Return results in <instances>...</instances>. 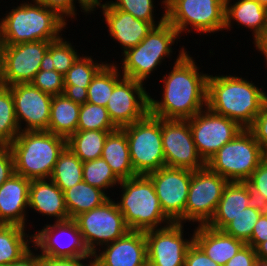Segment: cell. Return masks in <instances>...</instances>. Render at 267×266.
<instances>
[{
	"mask_svg": "<svg viewBox=\"0 0 267 266\" xmlns=\"http://www.w3.org/2000/svg\"><path fill=\"white\" fill-rule=\"evenodd\" d=\"M248 130L253 134L255 140L262 146L264 153L267 156V98L263 102L260 112Z\"/></svg>",
	"mask_w": 267,
	"mask_h": 266,
	"instance_id": "cell-43",
	"label": "cell"
},
{
	"mask_svg": "<svg viewBox=\"0 0 267 266\" xmlns=\"http://www.w3.org/2000/svg\"><path fill=\"white\" fill-rule=\"evenodd\" d=\"M256 261L255 249L245 244L224 266H253Z\"/></svg>",
	"mask_w": 267,
	"mask_h": 266,
	"instance_id": "cell-47",
	"label": "cell"
},
{
	"mask_svg": "<svg viewBox=\"0 0 267 266\" xmlns=\"http://www.w3.org/2000/svg\"><path fill=\"white\" fill-rule=\"evenodd\" d=\"M226 0H168L166 21L181 34L216 33L224 30ZM190 26V28H189ZM192 28V29H191Z\"/></svg>",
	"mask_w": 267,
	"mask_h": 266,
	"instance_id": "cell-9",
	"label": "cell"
},
{
	"mask_svg": "<svg viewBox=\"0 0 267 266\" xmlns=\"http://www.w3.org/2000/svg\"><path fill=\"white\" fill-rule=\"evenodd\" d=\"M15 173L14 157L9 146H0V186Z\"/></svg>",
	"mask_w": 267,
	"mask_h": 266,
	"instance_id": "cell-46",
	"label": "cell"
},
{
	"mask_svg": "<svg viewBox=\"0 0 267 266\" xmlns=\"http://www.w3.org/2000/svg\"><path fill=\"white\" fill-rule=\"evenodd\" d=\"M33 248L40 255L50 257L94 256L85 247L78 226L73 219L46 224L33 234Z\"/></svg>",
	"mask_w": 267,
	"mask_h": 266,
	"instance_id": "cell-18",
	"label": "cell"
},
{
	"mask_svg": "<svg viewBox=\"0 0 267 266\" xmlns=\"http://www.w3.org/2000/svg\"><path fill=\"white\" fill-rule=\"evenodd\" d=\"M115 1V2H114ZM110 0L106 3L112 7L132 14L135 18L150 22L155 27L166 21V7H163L161 19L155 21L154 16V0ZM164 13V14H163ZM158 22V23H157Z\"/></svg>",
	"mask_w": 267,
	"mask_h": 266,
	"instance_id": "cell-39",
	"label": "cell"
},
{
	"mask_svg": "<svg viewBox=\"0 0 267 266\" xmlns=\"http://www.w3.org/2000/svg\"><path fill=\"white\" fill-rule=\"evenodd\" d=\"M187 120L196 149L205 163L244 129L235 121L216 114L208 107Z\"/></svg>",
	"mask_w": 267,
	"mask_h": 266,
	"instance_id": "cell-12",
	"label": "cell"
},
{
	"mask_svg": "<svg viewBox=\"0 0 267 266\" xmlns=\"http://www.w3.org/2000/svg\"><path fill=\"white\" fill-rule=\"evenodd\" d=\"M228 180L207 166L193 171L187 202L185 223L207 225L213 218Z\"/></svg>",
	"mask_w": 267,
	"mask_h": 266,
	"instance_id": "cell-11",
	"label": "cell"
},
{
	"mask_svg": "<svg viewBox=\"0 0 267 266\" xmlns=\"http://www.w3.org/2000/svg\"><path fill=\"white\" fill-rule=\"evenodd\" d=\"M118 69L117 63H106L94 76L82 99L88 103L106 107L115 84L123 76Z\"/></svg>",
	"mask_w": 267,
	"mask_h": 266,
	"instance_id": "cell-32",
	"label": "cell"
},
{
	"mask_svg": "<svg viewBox=\"0 0 267 266\" xmlns=\"http://www.w3.org/2000/svg\"><path fill=\"white\" fill-rule=\"evenodd\" d=\"M90 254L126 235L130 229L113 198L100 207L83 212L73 219Z\"/></svg>",
	"mask_w": 267,
	"mask_h": 266,
	"instance_id": "cell-10",
	"label": "cell"
},
{
	"mask_svg": "<svg viewBox=\"0 0 267 266\" xmlns=\"http://www.w3.org/2000/svg\"><path fill=\"white\" fill-rule=\"evenodd\" d=\"M83 55L63 75L65 94L68 96L83 98L94 76L106 64L94 61L92 56Z\"/></svg>",
	"mask_w": 267,
	"mask_h": 266,
	"instance_id": "cell-31",
	"label": "cell"
},
{
	"mask_svg": "<svg viewBox=\"0 0 267 266\" xmlns=\"http://www.w3.org/2000/svg\"><path fill=\"white\" fill-rule=\"evenodd\" d=\"M259 4H261L263 7L267 8V0H255Z\"/></svg>",
	"mask_w": 267,
	"mask_h": 266,
	"instance_id": "cell-57",
	"label": "cell"
},
{
	"mask_svg": "<svg viewBox=\"0 0 267 266\" xmlns=\"http://www.w3.org/2000/svg\"><path fill=\"white\" fill-rule=\"evenodd\" d=\"M144 233L147 242V263L150 266H184L186 252L194 238L193 235L191 238H184L183 223L172 222L165 227Z\"/></svg>",
	"mask_w": 267,
	"mask_h": 266,
	"instance_id": "cell-17",
	"label": "cell"
},
{
	"mask_svg": "<svg viewBox=\"0 0 267 266\" xmlns=\"http://www.w3.org/2000/svg\"><path fill=\"white\" fill-rule=\"evenodd\" d=\"M193 238L204 253L220 266H224L245 245L243 241L208 225L195 226Z\"/></svg>",
	"mask_w": 267,
	"mask_h": 266,
	"instance_id": "cell-25",
	"label": "cell"
},
{
	"mask_svg": "<svg viewBox=\"0 0 267 266\" xmlns=\"http://www.w3.org/2000/svg\"><path fill=\"white\" fill-rule=\"evenodd\" d=\"M9 88L14 99L15 116L20 131H47L53 96L31 83L14 84ZM22 124L25 127L22 128Z\"/></svg>",
	"mask_w": 267,
	"mask_h": 266,
	"instance_id": "cell-19",
	"label": "cell"
},
{
	"mask_svg": "<svg viewBox=\"0 0 267 266\" xmlns=\"http://www.w3.org/2000/svg\"><path fill=\"white\" fill-rule=\"evenodd\" d=\"M127 137L130 159L137 175H147L166 166L162 144V119L148 113L121 128Z\"/></svg>",
	"mask_w": 267,
	"mask_h": 266,
	"instance_id": "cell-8",
	"label": "cell"
},
{
	"mask_svg": "<svg viewBox=\"0 0 267 266\" xmlns=\"http://www.w3.org/2000/svg\"><path fill=\"white\" fill-rule=\"evenodd\" d=\"M28 208L42 216L54 217L55 222L70 220L63 191L50 179L31 180Z\"/></svg>",
	"mask_w": 267,
	"mask_h": 266,
	"instance_id": "cell-24",
	"label": "cell"
},
{
	"mask_svg": "<svg viewBox=\"0 0 267 266\" xmlns=\"http://www.w3.org/2000/svg\"><path fill=\"white\" fill-rule=\"evenodd\" d=\"M5 40H4V34H3V28L2 24L0 22V66L3 60L4 50H5Z\"/></svg>",
	"mask_w": 267,
	"mask_h": 266,
	"instance_id": "cell-53",
	"label": "cell"
},
{
	"mask_svg": "<svg viewBox=\"0 0 267 266\" xmlns=\"http://www.w3.org/2000/svg\"><path fill=\"white\" fill-rule=\"evenodd\" d=\"M30 83L51 96L65 93L63 75L56 70H39Z\"/></svg>",
	"mask_w": 267,
	"mask_h": 266,
	"instance_id": "cell-41",
	"label": "cell"
},
{
	"mask_svg": "<svg viewBox=\"0 0 267 266\" xmlns=\"http://www.w3.org/2000/svg\"><path fill=\"white\" fill-rule=\"evenodd\" d=\"M226 0L224 30L236 25L250 29L253 34L254 47L257 50L267 40V8L255 0ZM233 23V24H232Z\"/></svg>",
	"mask_w": 267,
	"mask_h": 266,
	"instance_id": "cell-23",
	"label": "cell"
},
{
	"mask_svg": "<svg viewBox=\"0 0 267 266\" xmlns=\"http://www.w3.org/2000/svg\"><path fill=\"white\" fill-rule=\"evenodd\" d=\"M166 167L196 171L206 166L200 157L188 120L162 119Z\"/></svg>",
	"mask_w": 267,
	"mask_h": 266,
	"instance_id": "cell-15",
	"label": "cell"
},
{
	"mask_svg": "<svg viewBox=\"0 0 267 266\" xmlns=\"http://www.w3.org/2000/svg\"><path fill=\"white\" fill-rule=\"evenodd\" d=\"M247 181L267 199V156L258 165L257 169L252 173Z\"/></svg>",
	"mask_w": 267,
	"mask_h": 266,
	"instance_id": "cell-48",
	"label": "cell"
},
{
	"mask_svg": "<svg viewBox=\"0 0 267 266\" xmlns=\"http://www.w3.org/2000/svg\"><path fill=\"white\" fill-rule=\"evenodd\" d=\"M113 131H76L67 139V147L82 161L101 158L107 136Z\"/></svg>",
	"mask_w": 267,
	"mask_h": 266,
	"instance_id": "cell-33",
	"label": "cell"
},
{
	"mask_svg": "<svg viewBox=\"0 0 267 266\" xmlns=\"http://www.w3.org/2000/svg\"><path fill=\"white\" fill-rule=\"evenodd\" d=\"M37 3H40L51 10H54L60 17H62L66 22L68 18L74 19L76 18L77 8L75 6L76 1L79 3V7H81V12L85 14H91L92 7L85 0H31ZM75 2V3H74ZM76 8V9H75ZM73 17V18H72ZM67 18V19H66Z\"/></svg>",
	"mask_w": 267,
	"mask_h": 266,
	"instance_id": "cell-42",
	"label": "cell"
},
{
	"mask_svg": "<svg viewBox=\"0 0 267 266\" xmlns=\"http://www.w3.org/2000/svg\"><path fill=\"white\" fill-rule=\"evenodd\" d=\"M262 146L248 129H243L234 139L224 144L207 162L206 166L229 182L247 180L265 159Z\"/></svg>",
	"mask_w": 267,
	"mask_h": 266,
	"instance_id": "cell-7",
	"label": "cell"
},
{
	"mask_svg": "<svg viewBox=\"0 0 267 266\" xmlns=\"http://www.w3.org/2000/svg\"><path fill=\"white\" fill-rule=\"evenodd\" d=\"M96 3L92 11L102 9V15L110 37L120 43L124 53L137 46L155 27L152 23L135 18L132 14L110 7L105 3Z\"/></svg>",
	"mask_w": 267,
	"mask_h": 266,
	"instance_id": "cell-21",
	"label": "cell"
},
{
	"mask_svg": "<svg viewBox=\"0 0 267 266\" xmlns=\"http://www.w3.org/2000/svg\"><path fill=\"white\" fill-rule=\"evenodd\" d=\"M82 175L83 181L106 192H108L106 189L118 186L121 182L102 157L83 162Z\"/></svg>",
	"mask_w": 267,
	"mask_h": 266,
	"instance_id": "cell-38",
	"label": "cell"
},
{
	"mask_svg": "<svg viewBox=\"0 0 267 266\" xmlns=\"http://www.w3.org/2000/svg\"><path fill=\"white\" fill-rule=\"evenodd\" d=\"M20 132L11 89L0 85V146H9Z\"/></svg>",
	"mask_w": 267,
	"mask_h": 266,
	"instance_id": "cell-36",
	"label": "cell"
},
{
	"mask_svg": "<svg viewBox=\"0 0 267 266\" xmlns=\"http://www.w3.org/2000/svg\"><path fill=\"white\" fill-rule=\"evenodd\" d=\"M101 249L98 248L99 251L93 254L95 266H144L147 264V242L145 233L142 231H129L123 237L102 246Z\"/></svg>",
	"mask_w": 267,
	"mask_h": 266,
	"instance_id": "cell-20",
	"label": "cell"
},
{
	"mask_svg": "<svg viewBox=\"0 0 267 266\" xmlns=\"http://www.w3.org/2000/svg\"><path fill=\"white\" fill-rule=\"evenodd\" d=\"M117 129L110 120L106 107L88 103L81 98L77 131H115Z\"/></svg>",
	"mask_w": 267,
	"mask_h": 266,
	"instance_id": "cell-37",
	"label": "cell"
},
{
	"mask_svg": "<svg viewBox=\"0 0 267 266\" xmlns=\"http://www.w3.org/2000/svg\"><path fill=\"white\" fill-rule=\"evenodd\" d=\"M79 56L75 46H72L71 42L69 43L61 36L50 42L48 51L41 61L40 70H56L64 75Z\"/></svg>",
	"mask_w": 267,
	"mask_h": 266,
	"instance_id": "cell-35",
	"label": "cell"
},
{
	"mask_svg": "<svg viewBox=\"0 0 267 266\" xmlns=\"http://www.w3.org/2000/svg\"><path fill=\"white\" fill-rule=\"evenodd\" d=\"M179 36L177 30L167 21L154 27L137 46L122 53L121 74L145 84L146 79L157 70V66L166 57L170 59L172 46L179 41Z\"/></svg>",
	"mask_w": 267,
	"mask_h": 266,
	"instance_id": "cell-6",
	"label": "cell"
},
{
	"mask_svg": "<svg viewBox=\"0 0 267 266\" xmlns=\"http://www.w3.org/2000/svg\"><path fill=\"white\" fill-rule=\"evenodd\" d=\"M261 214L262 213L257 209L248 206L235 216L234 219L222 229V231L247 244L250 241L253 228Z\"/></svg>",
	"mask_w": 267,
	"mask_h": 266,
	"instance_id": "cell-40",
	"label": "cell"
},
{
	"mask_svg": "<svg viewBox=\"0 0 267 266\" xmlns=\"http://www.w3.org/2000/svg\"><path fill=\"white\" fill-rule=\"evenodd\" d=\"M249 192L248 206L257 209L261 213H267V199L255 187H253L247 180L242 181Z\"/></svg>",
	"mask_w": 267,
	"mask_h": 266,
	"instance_id": "cell-50",
	"label": "cell"
},
{
	"mask_svg": "<svg viewBox=\"0 0 267 266\" xmlns=\"http://www.w3.org/2000/svg\"><path fill=\"white\" fill-rule=\"evenodd\" d=\"M257 259L267 261V241L260 243L255 248Z\"/></svg>",
	"mask_w": 267,
	"mask_h": 266,
	"instance_id": "cell-52",
	"label": "cell"
},
{
	"mask_svg": "<svg viewBox=\"0 0 267 266\" xmlns=\"http://www.w3.org/2000/svg\"><path fill=\"white\" fill-rule=\"evenodd\" d=\"M180 49L172 70L161 79L162 98L149 96V113L161 119L187 120L207 107L209 74L199 72L184 45Z\"/></svg>",
	"mask_w": 267,
	"mask_h": 266,
	"instance_id": "cell-1",
	"label": "cell"
},
{
	"mask_svg": "<svg viewBox=\"0 0 267 266\" xmlns=\"http://www.w3.org/2000/svg\"><path fill=\"white\" fill-rule=\"evenodd\" d=\"M4 15L0 22L6 45L54 41L68 25L54 10L35 1H24Z\"/></svg>",
	"mask_w": 267,
	"mask_h": 266,
	"instance_id": "cell-3",
	"label": "cell"
},
{
	"mask_svg": "<svg viewBox=\"0 0 267 266\" xmlns=\"http://www.w3.org/2000/svg\"><path fill=\"white\" fill-rule=\"evenodd\" d=\"M42 266H95V258L94 256L50 257L42 255Z\"/></svg>",
	"mask_w": 267,
	"mask_h": 266,
	"instance_id": "cell-44",
	"label": "cell"
},
{
	"mask_svg": "<svg viewBox=\"0 0 267 266\" xmlns=\"http://www.w3.org/2000/svg\"><path fill=\"white\" fill-rule=\"evenodd\" d=\"M64 199L70 219H74L79 214L100 207L110 196L105 191L91 186L85 181L74 185L70 189L64 190Z\"/></svg>",
	"mask_w": 267,
	"mask_h": 266,
	"instance_id": "cell-30",
	"label": "cell"
},
{
	"mask_svg": "<svg viewBox=\"0 0 267 266\" xmlns=\"http://www.w3.org/2000/svg\"><path fill=\"white\" fill-rule=\"evenodd\" d=\"M252 82L230 74L208 75L207 107L248 129L267 98L263 86L259 88Z\"/></svg>",
	"mask_w": 267,
	"mask_h": 266,
	"instance_id": "cell-2",
	"label": "cell"
},
{
	"mask_svg": "<svg viewBox=\"0 0 267 266\" xmlns=\"http://www.w3.org/2000/svg\"><path fill=\"white\" fill-rule=\"evenodd\" d=\"M248 201L249 192L243 182H228L216 212L207 225L213 229L222 230L235 216L248 207Z\"/></svg>",
	"mask_w": 267,
	"mask_h": 266,
	"instance_id": "cell-27",
	"label": "cell"
},
{
	"mask_svg": "<svg viewBox=\"0 0 267 266\" xmlns=\"http://www.w3.org/2000/svg\"><path fill=\"white\" fill-rule=\"evenodd\" d=\"M26 231V228L18 225L0 224V266L20 260L34 247L33 234L29 235Z\"/></svg>",
	"mask_w": 267,
	"mask_h": 266,
	"instance_id": "cell-29",
	"label": "cell"
},
{
	"mask_svg": "<svg viewBox=\"0 0 267 266\" xmlns=\"http://www.w3.org/2000/svg\"><path fill=\"white\" fill-rule=\"evenodd\" d=\"M193 171L180 168L162 167L148 173L162 211L172 221L185 223V205Z\"/></svg>",
	"mask_w": 267,
	"mask_h": 266,
	"instance_id": "cell-13",
	"label": "cell"
},
{
	"mask_svg": "<svg viewBox=\"0 0 267 266\" xmlns=\"http://www.w3.org/2000/svg\"><path fill=\"white\" fill-rule=\"evenodd\" d=\"M51 41H32L6 45L0 66V85L9 87L30 83L40 70Z\"/></svg>",
	"mask_w": 267,
	"mask_h": 266,
	"instance_id": "cell-14",
	"label": "cell"
},
{
	"mask_svg": "<svg viewBox=\"0 0 267 266\" xmlns=\"http://www.w3.org/2000/svg\"><path fill=\"white\" fill-rule=\"evenodd\" d=\"M30 182L26 177L14 173L0 186V224L27 228L25 217H28Z\"/></svg>",
	"mask_w": 267,
	"mask_h": 266,
	"instance_id": "cell-22",
	"label": "cell"
},
{
	"mask_svg": "<svg viewBox=\"0 0 267 266\" xmlns=\"http://www.w3.org/2000/svg\"><path fill=\"white\" fill-rule=\"evenodd\" d=\"M8 266H42V255L32 251L25 254L20 260L11 263Z\"/></svg>",
	"mask_w": 267,
	"mask_h": 266,
	"instance_id": "cell-51",
	"label": "cell"
},
{
	"mask_svg": "<svg viewBox=\"0 0 267 266\" xmlns=\"http://www.w3.org/2000/svg\"><path fill=\"white\" fill-rule=\"evenodd\" d=\"M101 157L120 180L137 176L131 163L128 140L122 129L118 128L107 136Z\"/></svg>",
	"mask_w": 267,
	"mask_h": 266,
	"instance_id": "cell-28",
	"label": "cell"
},
{
	"mask_svg": "<svg viewBox=\"0 0 267 266\" xmlns=\"http://www.w3.org/2000/svg\"><path fill=\"white\" fill-rule=\"evenodd\" d=\"M161 3L164 4V5H161V6L166 7V0H163Z\"/></svg>",
	"mask_w": 267,
	"mask_h": 266,
	"instance_id": "cell-58",
	"label": "cell"
},
{
	"mask_svg": "<svg viewBox=\"0 0 267 266\" xmlns=\"http://www.w3.org/2000/svg\"><path fill=\"white\" fill-rule=\"evenodd\" d=\"M265 241H267V213H262L253 228L250 241L247 245L255 249L260 243Z\"/></svg>",
	"mask_w": 267,
	"mask_h": 266,
	"instance_id": "cell-49",
	"label": "cell"
},
{
	"mask_svg": "<svg viewBox=\"0 0 267 266\" xmlns=\"http://www.w3.org/2000/svg\"><path fill=\"white\" fill-rule=\"evenodd\" d=\"M81 98L65 93L53 96L48 132L68 139L77 131Z\"/></svg>",
	"mask_w": 267,
	"mask_h": 266,
	"instance_id": "cell-26",
	"label": "cell"
},
{
	"mask_svg": "<svg viewBox=\"0 0 267 266\" xmlns=\"http://www.w3.org/2000/svg\"><path fill=\"white\" fill-rule=\"evenodd\" d=\"M184 266H220L214 261H212L204 251L195 243L193 242L185 256V263Z\"/></svg>",
	"mask_w": 267,
	"mask_h": 266,
	"instance_id": "cell-45",
	"label": "cell"
},
{
	"mask_svg": "<svg viewBox=\"0 0 267 266\" xmlns=\"http://www.w3.org/2000/svg\"><path fill=\"white\" fill-rule=\"evenodd\" d=\"M82 173L83 162L66 146L49 179L64 191L83 181Z\"/></svg>",
	"mask_w": 267,
	"mask_h": 266,
	"instance_id": "cell-34",
	"label": "cell"
},
{
	"mask_svg": "<svg viewBox=\"0 0 267 266\" xmlns=\"http://www.w3.org/2000/svg\"><path fill=\"white\" fill-rule=\"evenodd\" d=\"M257 50L264 55L267 65V40Z\"/></svg>",
	"mask_w": 267,
	"mask_h": 266,
	"instance_id": "cell-54",
	"label": "cell"
},
{
	"mask_svg": "<svg viewBox=\"0 0 267 266\" xmlns=\"http://www.w3.org/2000/svg\"><path fill=\"white\" fill-rule=\"evenodd\" d=\"M253 266H267V261L257 259Z\"/></svg>",
	"mask_w": 267,
	"mask_h": 266,
	"instance_id": "cell-55",
	"label": "cell"
},
{
	"mask_svg": "<svg viewBox=\"0 0 267 266\" xmlns=\"http://www.w3.org/2000/svg\"><path fill=\"white\" fill-rule=\"evenodd\" d=\"M144 84L124 77L115 84L106 109L119 129L143 119L149 113V96Z\"/></svg>",
	"mask_w": 267,
	"mask_h": 266,
	"instance_id": "cell-16",
	"label": "cell"
},
{
	"mask_svg": "<svg viewBox=\"0 0 267 266\" xmlns=\"http://www.w3.org/2000/svg\"><path fill=\"white\" fill-rule=\"evenodd\" d=\"M119 185L122 194L116 203L130 231L145 232L172 223L162 211L153 183L146 175L121 180Z\"/></svg>",
	"mask_w": 267,
	"mask_h": 266,
	"instance_id": "cell-5",
	"label": "cell"
},
{
	"mask_svg": "<svg viewBox=\"0 0 267 266\" xmlns=\"http://www.w3.org/2000/svg\"><path fill=\"white\" fill-rule=\"evenodd\" d=\"M91 7H93L96 3L102 2L103 0H85Z\"/></svg>",
	"mask_w": 267,
	"mask_h": 266,
	"instance_id": "cell-56",
	"label": "cell"
},
{
	"mask_svg": "<svg viewBox=\"0 0 267 266\" xmlns=\"http://www.w3.org/2000/svg\"><path fill=\"white\" fill-rule=\"evenodd\" d=\"M67 139L48 131H22L9 145L15 173L29 180L49 179Z\"/></svg>",
	"mask_w": 267,
	"mask_h": 266,
	"instance_id": "cell-4",
	"label": "cell"
}]
</instances>
